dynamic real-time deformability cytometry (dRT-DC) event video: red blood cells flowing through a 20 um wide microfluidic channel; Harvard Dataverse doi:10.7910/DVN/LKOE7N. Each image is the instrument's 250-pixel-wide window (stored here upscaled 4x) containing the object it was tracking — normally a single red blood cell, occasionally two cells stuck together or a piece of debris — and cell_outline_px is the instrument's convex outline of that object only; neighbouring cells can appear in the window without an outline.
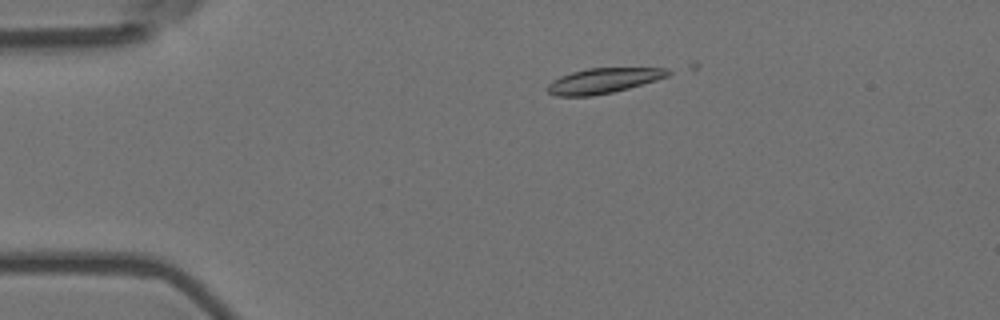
{"species": "Egyptian fruit bat (a non-hibernating species)", "species_latin": "Rousettus aegyptiacus", "temperature_condition": "room temperature", "stored_images_in_passage": 5, "camera_frame_rate_fps": 3000, "um_per_image_px": 0.085, "animal": {"sex": "female"}, "frame": {"image": 1, "passage_image": 2, "time_ms": 0.333, "image_size_px": [1000, 320], "cell_outline_px": [[672, 72], [668, 76], [656, 80], [628, 88], [612, 92], [592, 96], [556, 96], [548, 92], [544, 88], [552, 80], [560, 76], [572, 72], [588, 68], [668, 68]], "centroid_in_image_um": [51.25, 6.86], "position_along_channel_um": 33.8, "area_um2": 17.69}}